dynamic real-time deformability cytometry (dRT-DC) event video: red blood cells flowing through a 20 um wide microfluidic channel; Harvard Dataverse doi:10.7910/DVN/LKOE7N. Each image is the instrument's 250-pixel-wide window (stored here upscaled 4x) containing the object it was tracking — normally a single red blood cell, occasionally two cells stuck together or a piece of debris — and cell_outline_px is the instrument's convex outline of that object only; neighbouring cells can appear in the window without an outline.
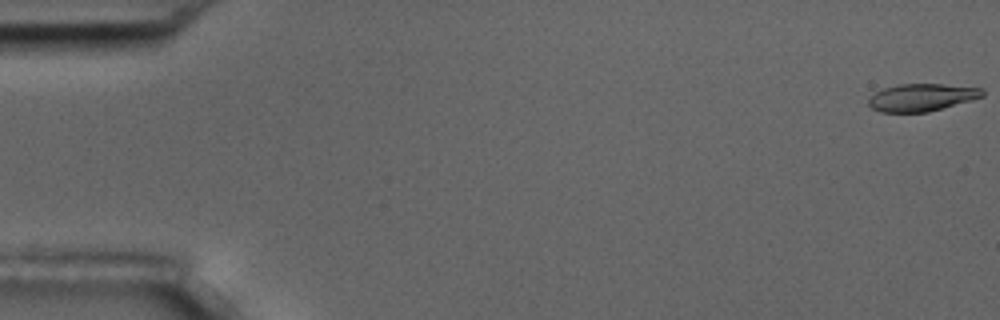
{"species": "common noctule bat (a hibernating species)", "species_latin": "Nyctalus noctula", "temperature_condition": "room temperature", "stored_images_in_passage": 8, "camera_frame_rate_fps": 3000, "um_per_image_px": 0.085, "animal": {"sex": "male", "body_mass_g": 17.5, "forearm_length_mm": 52.3}, "frame": {"image": 1, "passage_image": 1, "time_ms": 0.0, "image_size_px": [1000, 320], "cell_outline_px": [[984, 96], [972, 100], [928, 112], [880, 112], [872, 108], [868, 104], [868, 100], [876, 92], [884, 88], [900, 84], [944, 84], [984, 88]], "centroid_in_image_um": [78.38, 8.28], "position_along_channel_um": 6.6, "area_um2": 18.21}}
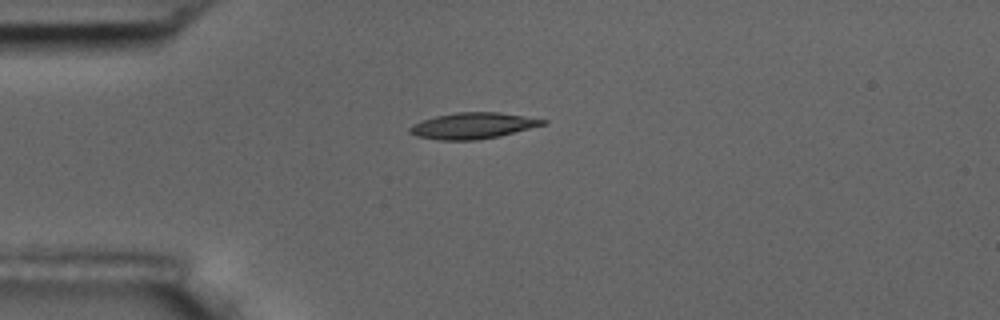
{"frame": {"image": 2, "passage_image": 5, "time_ms": 4.667, "image_size_px": [1000, 320], "cell_outline_px": [[548, 124], [500, 136], [476, 140], [440, 140], [416, 136], [408, 132], [408, 128], [412, 124], [436, 116], [456, 112], [500, 112], [548, 120]], "centroid_in_image_um": [40.22, 10.68], "position_along_channel_um": 44.8, "area_um2": 20.35}}